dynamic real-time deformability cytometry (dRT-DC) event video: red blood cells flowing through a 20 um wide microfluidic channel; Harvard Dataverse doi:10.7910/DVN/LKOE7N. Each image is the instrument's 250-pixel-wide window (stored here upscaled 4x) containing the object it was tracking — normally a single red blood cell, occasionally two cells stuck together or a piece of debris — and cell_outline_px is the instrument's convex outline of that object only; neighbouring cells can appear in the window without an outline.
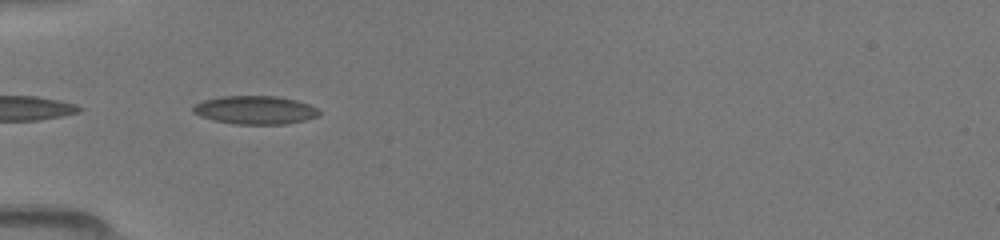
{"species": "common noctule bat (a hibernating species)", "species_latin": "Nyctalus noctula", "temperature_condition": "room temperature", "stored_images_in_passage": 26, "camera_frame_rate_fps": 3000, "um_per_image_px": 0.085, "animal": {"sex": "female", "body_mass_g": 19.5, "forearm_length_mm": 54.1}, "frame": {"image": 1, "passage_image": 5, "time_ms": 1.333, "image_size_px": [1000, 240], "cell_outline_px": [[320, 116], [288, 124], [236, 124], [212, 120], [200, 116], [192, 112], [192, 108], [196, 104], [204, 100], [220, 96], [276, 96], [296, 100], [308, 104], [316, 108], [320, 112]], "centroid_in_image_um": [21.68, 9.35], "position_along_channel_um": 63.3, "area_um2": 20.87}}
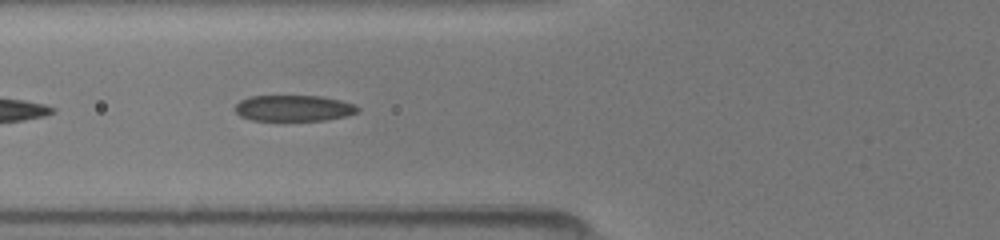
{"frame": {"image": 2, "passage_image": 8, "time_ms": 2.333, "image_size_px": [1000, 240], "cell_outline_px": [[360, 108], [356, 112], [348, 116], [328, 120], [252, 120], [240, 116], [232, 108], [240, 100], [248, 96], [320, 96], [340, 100], [356, 104]], "centroid_in_image_um": [24.96, 9.19], "position_along_channel_um": 100.8, "area_um2": 18.79}}